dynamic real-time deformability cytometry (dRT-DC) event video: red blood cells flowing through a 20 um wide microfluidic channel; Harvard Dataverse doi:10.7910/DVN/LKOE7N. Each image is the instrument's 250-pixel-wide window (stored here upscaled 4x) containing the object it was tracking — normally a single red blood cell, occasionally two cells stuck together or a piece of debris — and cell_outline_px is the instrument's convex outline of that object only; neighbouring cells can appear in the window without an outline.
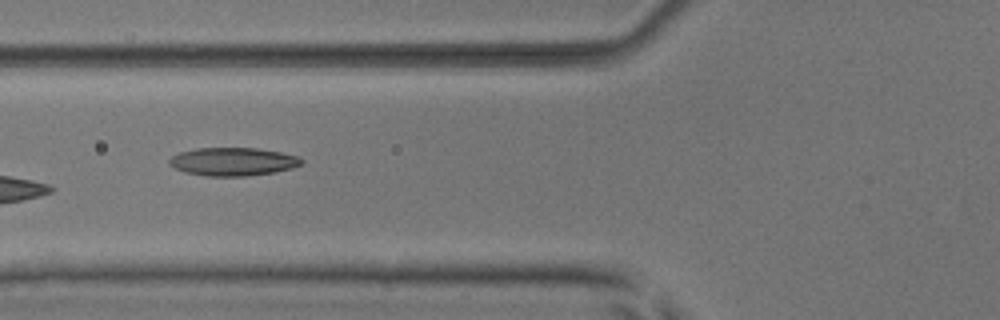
{"species": "common noctule bat (a hibernating species)", "species_latin": "Nyctalus noctula", "temperature_condition": "room temperature", "stored_images_in_passage": 8, "camera_frame_rate_fps": 3000, "um_per_image_px": 0.085, "animal": {"sex": "male", "body_mass_g": 17.9, "forearm_length_mm": 54.2}, "frame": {"image": 1, "passage_image": 5, "time_ms": 1.333, "image_size_px": [1000, 320], "cell_outline_px": [[304, 164], [292, 168], [276, 172], [244, 176], [204, 176], [184, 172], [168, 164], [168, 160], [172, 156], [180, 152], [196, 148], [256, 148], [280, 152], [296, 156], [304, 160]], "centroid_in_image_um": [19.8, 13.74], "position_along_channel_um": 106.0, "area_um2": 21.79}}
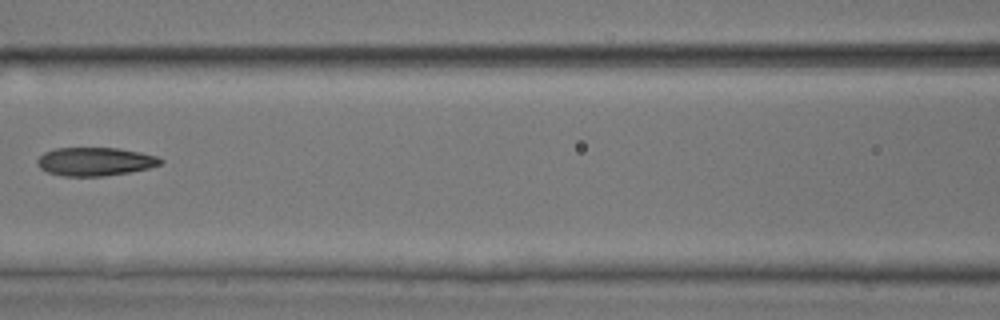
{"frame": {"image": 2, "passage_image": 6, "time_ms": 1.667, "image_size_px": [1000, 320], "cell_outline_px": [[164, 160], [160, 164], [148, 168], [128, 172], [104, 176], [64, 176], [48, 172], [40, 168], [36, 164], [36, 160], [44, 152], [56, 148], [120, 148], [140, 152], [156, 156]], "centroid_in_image_um": [8.06, 13.73], "position_along_channel_um": 158.5, "area_um2": 20.35}}